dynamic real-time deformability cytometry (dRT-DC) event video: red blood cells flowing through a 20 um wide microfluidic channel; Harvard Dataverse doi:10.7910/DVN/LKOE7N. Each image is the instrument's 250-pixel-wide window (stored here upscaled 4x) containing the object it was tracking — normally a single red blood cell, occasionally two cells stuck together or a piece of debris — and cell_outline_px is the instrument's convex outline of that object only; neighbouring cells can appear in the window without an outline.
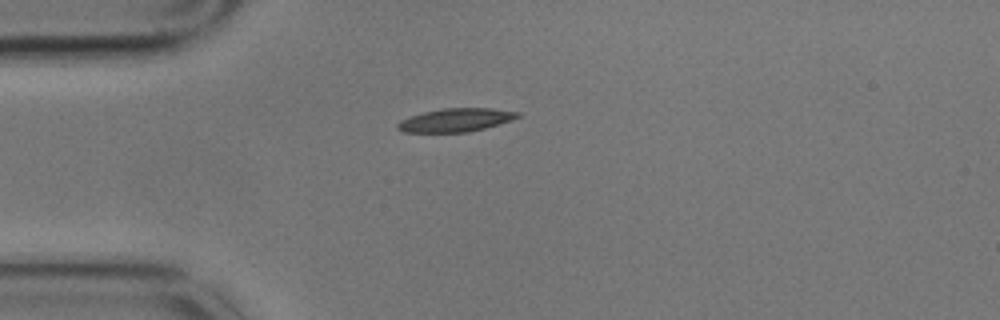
{"species": "common noctule bat (a hibernating species)", "species_latin": "Nyctalus noctula", "temperature_condition": "cold", "stored_images_in_passage": 4, "camera_frame_rate_fps": 3000, "um_per_image_px": 0.085, "animal": {"sex": "male", "body_mass_g": 17.9}, "frame": {"image": 1, "passage_image": 1, "time_ms": 0.0, "image_size_px": [1000, 320], "cell_outline_px": [[520, 116], [512, 120], [484, 128], [468, 132], [404, 132], [396, 128], [396, 124], [400, 120], [424, 112], [440, 108], [492, 108], [520, 112]], "centroid_in_image_um": [38.74, 10.2], "position_along_channel_um": 46.3, "area_um2": 16.3}}
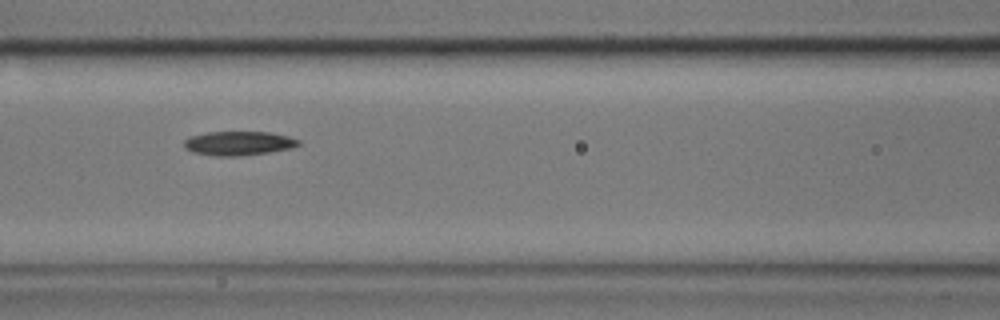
{"frame": {"image": 2, "passage_image": 4, "time_ms": 1.0, "image_size_px": [1000, 320], "cell_outline_px": [[300, 144], [292, 148], [268, 152], [236, 156], [216, 156], [192, 152], [184, 148], [184, 140], [188, 136], [208, 132], [268, 132], [288, 136], [300, 140]], "centroid_in_image_um": [20.25, 12.17], "position_along_channel_um": 146.4, "area_um2": 16.07}}